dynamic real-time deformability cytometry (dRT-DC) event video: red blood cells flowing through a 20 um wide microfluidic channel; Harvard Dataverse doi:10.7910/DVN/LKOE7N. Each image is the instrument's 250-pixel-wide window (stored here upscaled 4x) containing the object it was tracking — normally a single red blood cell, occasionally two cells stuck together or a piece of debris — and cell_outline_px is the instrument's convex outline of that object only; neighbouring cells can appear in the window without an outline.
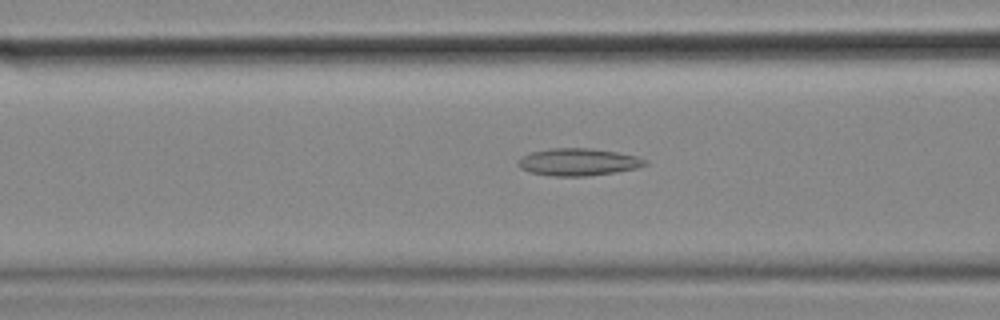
{"species": "common noctule bat (a hibernating species)", "species_latin": "Nyctalus noctula", "temperature_condition": "cold", "stored_images_in_passage": 42, "camera_frame_rate_fps": 3000, "um_per_image_px": 0.085, "animal": {"sex": "female", "body_mass_g": 18.4}, "frame": {"image": 1, "passage_image": 8, "time_ms": 2.333, "image_size_px": [1000, 320], "cell_outline_px": [[648, 164], [636, 168], [616, 172], [584, 176], [552, 176], [528, 172], [520, 168], [516, 164], [516, 160], [520, 156], [532, 152], [552, 148], [592, 148], [616, 152], [636, 156], [648, 160]], "centroid_in_image_um": [49.1, 13.77], "position_along_channel_um": 117.5, "area_um2": 20.35}}
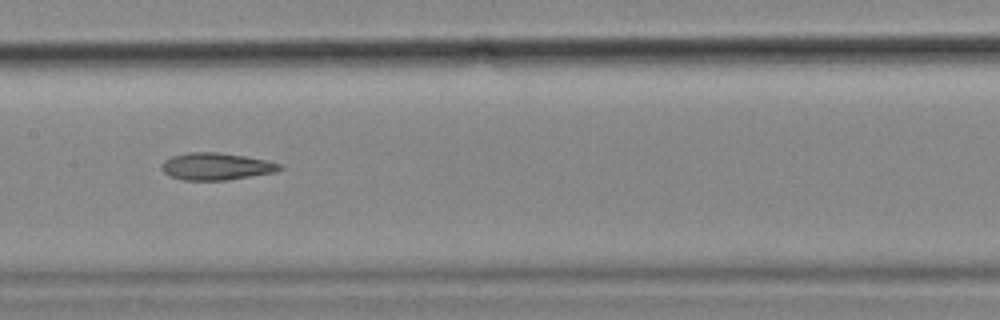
{"frame": {"image": 2, "passage_image": 14, "time_ms": 4.333, "image_size_px": [1000, 320], "cell_outline_px": [[284, 168], [276, 172], [228, 180], [184, 180], [172, 176], [164, 172], [160, 168], [160, 164], [164, 160], [172, 156], [188, 152], [220, 152], [268, 160], [284, 164]], "centroid_in_image_um": [18.42, 14.14], "position_along_channel_um": 189.0, "area_um2": 18.9}}
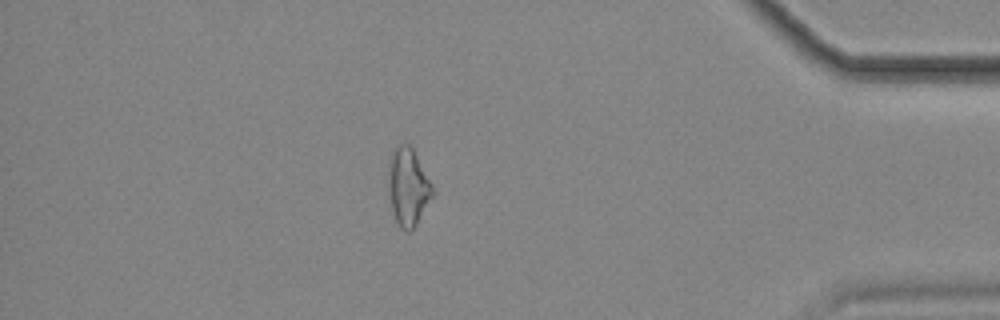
{"frame": {"image": 3, "passage_image": 35, "time_ms": 11.333, "image_size_px": [1000, 320], "cell_outline_px": [[436, 192], [416, 224], [408, 232], [400, 228], [392, 212], [388, 188], [388, 156], [392, 148], [400, 144], [408, 144], [412, 148], [432, 184]], "centroid_in_image_um": [34.67, 15.86], "position_along_channel_um": 400.5, "area_um2": 20.23}}